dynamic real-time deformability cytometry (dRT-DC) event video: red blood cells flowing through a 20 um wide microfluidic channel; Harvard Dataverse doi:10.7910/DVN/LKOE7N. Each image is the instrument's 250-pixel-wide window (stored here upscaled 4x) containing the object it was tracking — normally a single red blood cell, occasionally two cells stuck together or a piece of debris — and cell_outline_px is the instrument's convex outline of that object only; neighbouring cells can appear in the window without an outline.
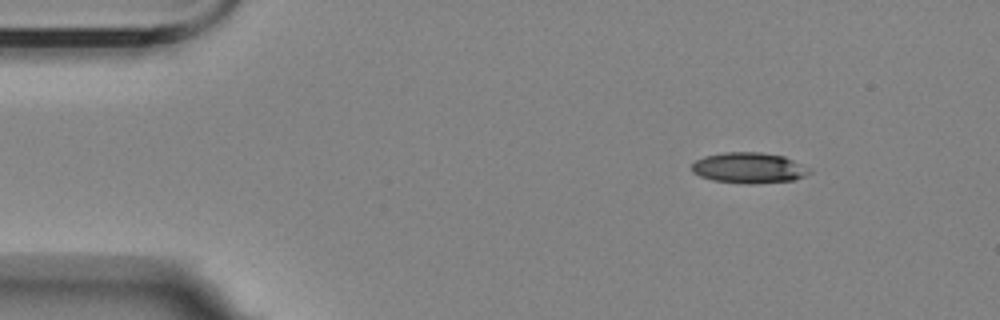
{"species": "Egyptian fruit bat (a non-hibernating species)", "species_latin": "Rousettus aegyptiacus", "temperature_condition": "room temperature", "stored_images_in_passage": 4, "camera_frame_rate_fps": 3000, "um_per_image_px": 0.085, "animal": {"sex": "female"}, "frame": {"image": 1, "passage_image": 1, "time_ms": 0.0, "image_size_px": [1000, 320], "cell_outline_px": [[812, 172], [804, 176], [792, 180], [748, 184], [712, 180], [700, 176], [692, 172], [692, 164], [696, 160], [704, 156], [724, 152], [760, 152], [784, 156], [792, 160]], "centroid_in_image_um": [63.59, 14.26], "position_along_channel_um": 21.4, "area_um2": 20.75}}
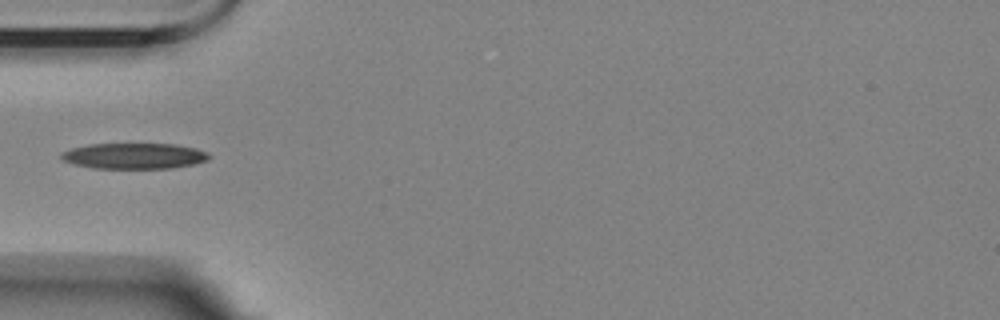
{"frame": {"image": 2, "passage_image": 4, "time_ms": 3.667, "image_size_px": [1000, 320], "cell_outline_px": [[212, 156], [208, 160], [192, 164], [172, 168], [92, 168], [72, 164], [60, 160], [60, 152], [72, 148], [88, 144], [176, 144], [196, 148], [208, 152]], "centroid_in_image_um": [11.38, 13.25], "position_along_channel_um": 73.6, "area_um2": 22.43}}